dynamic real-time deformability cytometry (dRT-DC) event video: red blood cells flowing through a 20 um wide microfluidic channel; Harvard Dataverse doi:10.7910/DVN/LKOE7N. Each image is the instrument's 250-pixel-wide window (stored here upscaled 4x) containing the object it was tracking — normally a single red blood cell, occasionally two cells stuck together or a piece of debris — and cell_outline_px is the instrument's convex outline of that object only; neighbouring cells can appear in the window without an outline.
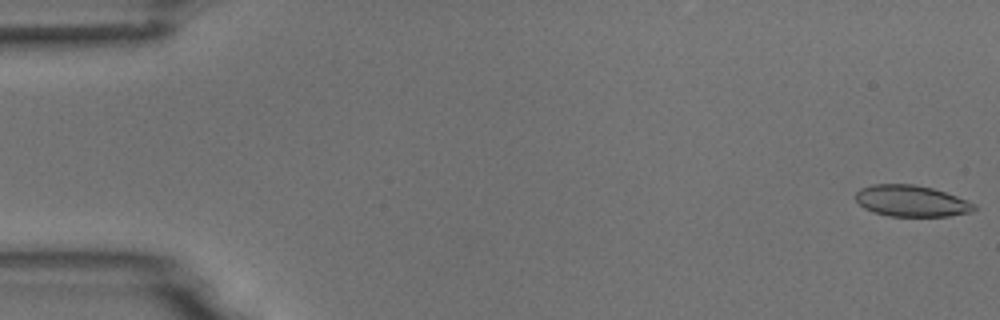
{"species": "common noctule bat (a hibernating species)", "species_latin": "Nyctalus noctula", "temperature_condition": "room temperature", "stored_images_in_passage": 54, "camera_frame_rate_fps": 3000, "um_per_image_px": 0.085, "animal": {"sex": "male", "body_mass_g": 18.8}, "frame": {"image": 1, "passage_image": 1, "time_ms": 0.0, "image_size_px": [1000, 320], "cell_outline_px": [[976, 208], [972, 212], [948, 216], [888, 216], [864, 208], [856, 200], [856, 192], [860, 188], [872, 184], [912, 184], [932, 188], [956, 196], [976, 204]], "centroid_in_image_um": [77.47, 17.08], "position_along_channel_um": 7.5, "area_um2": 21.5}}
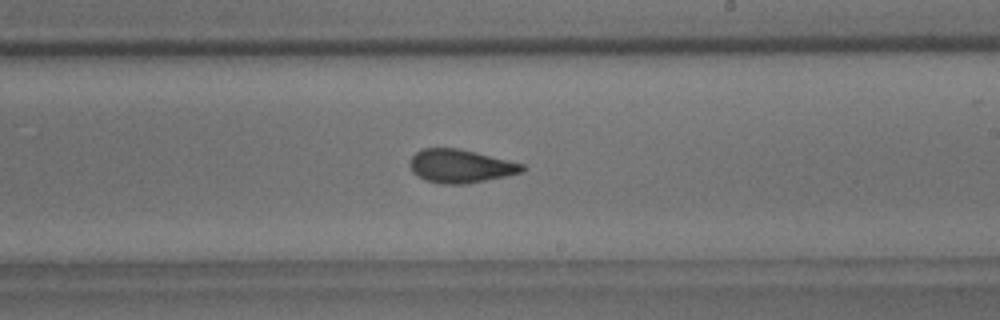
{"frame": {"image": 2, "passage_image": 32, "time_ms": 10.333, "image_size_px": [1000, 320], "cell_outline_px": [[528, 168], [524, 172], [468, 184], [440, 184], [424, 180], [412, 172], [408, 164], [412, 156], [420, 148], [456, 148], [476, 152], [524, 164]], "centroid_in_image_um": [39.13, 14.12], "position_along_channel_um": 249.9, "area_um2": 22.14}}
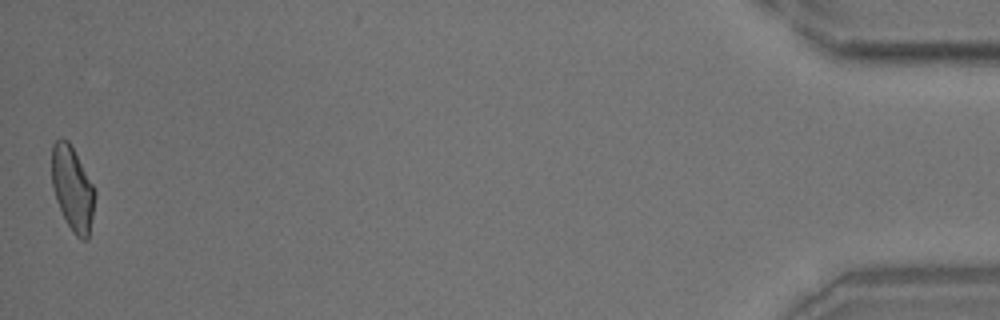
{"frame": {"image": 3, "passage_image": 54, "time_ms": 17.667, "image_size_px": [1000, 320], "cell_outline_px": [[96, 196], [88, 240], [80, 240], [72, 232], [56, 200], [52, 188], [52, 144], [60, 136], [68, 140], [92, 184], [96, 192]], "centroid_in_image_um": [6.16, 16.04], "position_along_channel_um": 429.0, "area_um2": 21.1}, "authors_computed_cell_mechanics": {"area_um2": 21.8773, "velocity_mm_per_s": 3.7191, "shape_relaxation_time_tau1_ms": 7.9528, "shape_relaxation_time_tau2_ms": 1.9736, "deformation_change_tau1": 0.1587, "deformation_change_tau2": 0.0901}}